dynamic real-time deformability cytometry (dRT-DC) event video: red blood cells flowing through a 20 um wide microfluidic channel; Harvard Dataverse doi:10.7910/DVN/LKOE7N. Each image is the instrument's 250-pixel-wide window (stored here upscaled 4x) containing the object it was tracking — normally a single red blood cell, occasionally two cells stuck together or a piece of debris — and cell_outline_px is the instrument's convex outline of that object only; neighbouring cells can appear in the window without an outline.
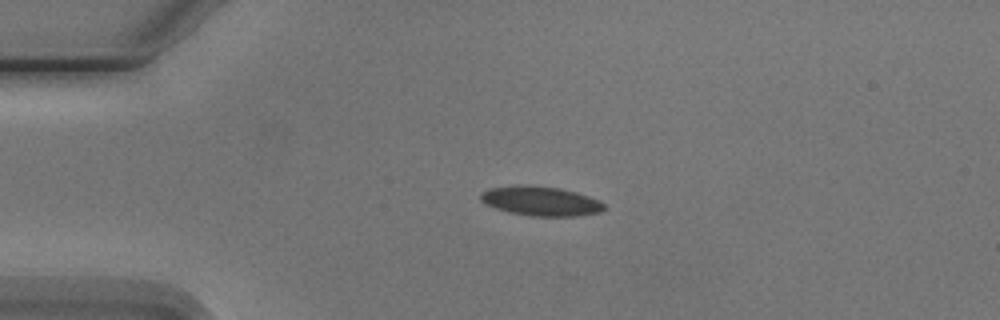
{"species": "Egyptian fruit bat (a non-hibernating species)", "species_latin": "Rousettus aegyptiacus", "temperature_condition": "cold", "stored_images_in_passage": 10, "camera_frame_rate_fps": 3000, "um_per_image_px": 0.085, "animal": {"sex": "male"}, "frame": {"image": 1, "passage_image": 3, "time_ms": 2.0, "image_size_px": [1000, 320], "cell_outline_px": [[604, 208], [600, 212], [576, 216], [528, 216], [508, 212], [496, 208], [480, 200], [480, 192], [488, 188], [520, 184], [532, 184], [560, 188], [576, 192], [600, 200], [604, 204]], "centroid_in_image_um": [45.93, 17.07], "position_along_channel_um": 39.1, "area_um2": 21.44}}
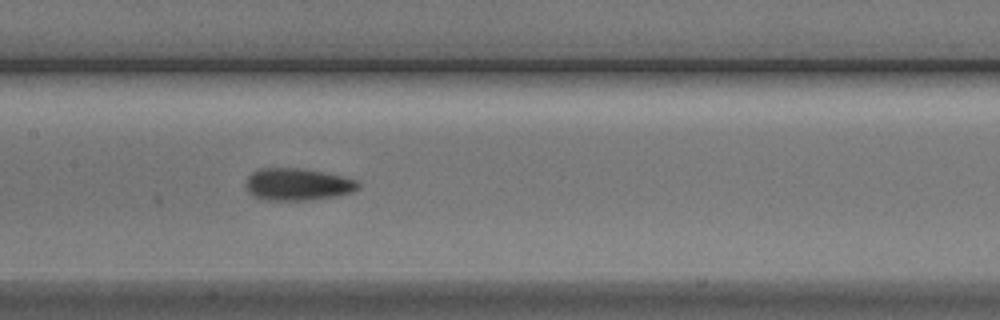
{"frame": {"image": 2, "passage_image": 7, "time_ms": 6.667, "image_size_px": [1000, 320], "cell_outline_px": [[360, 188], [352, 192], [336, 196], [308, 200], [268, 200], [252, 196], [248, 192], [244, 184], [248, 176], [252, 172], [260, 168], [300, 168], [340, 176], [356, 180], [360, 184]], "centroid_in_image_um": [25.25, 15.68], "position_along_channel_um": 182.1, "area_um2": 21.04}}
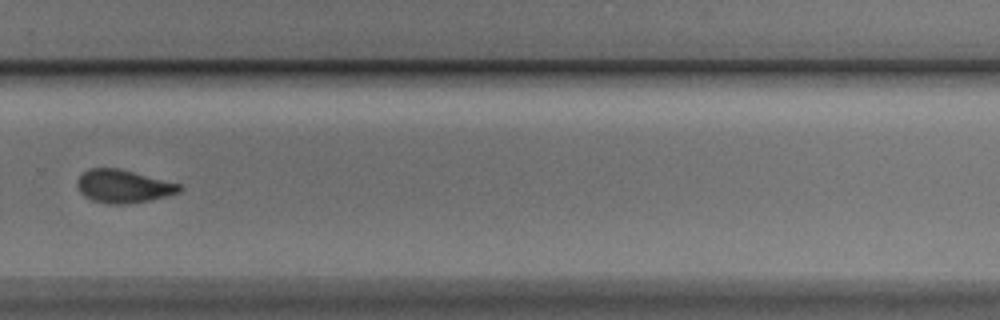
{"frame": {"image": 3, "passage_image": 10, "time_ms": 10.333, "image_size_px": [1000, 320], "cell_outline_px": [[184, 188], [180, 192], [148, 200], [124, 204], [108, 204], [92, 200], [84, 196], [80, 192], [76, 184], [76, 180], [88, 168], [116, 168], [180, 184]], "centroid_in_image_um": [10.44, 15.84], "position_along_channel_um": 319.4, "area_um2": 19.42}}